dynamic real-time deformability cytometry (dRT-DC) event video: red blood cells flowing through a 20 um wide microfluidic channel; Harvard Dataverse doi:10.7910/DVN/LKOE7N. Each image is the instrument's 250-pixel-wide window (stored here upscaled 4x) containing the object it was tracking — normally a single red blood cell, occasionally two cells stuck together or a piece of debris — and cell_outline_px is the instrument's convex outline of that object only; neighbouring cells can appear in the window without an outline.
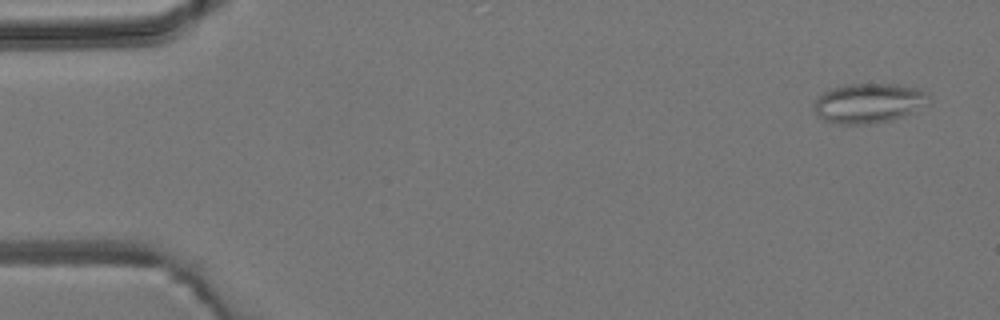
{"species": "common noctule bat (a hibernating species)", "species_latin": "Nyctalus noctula", "temperature_condition": "room temperature", "stored_images_in_passage": 4, "camera_frame_rate_fps": 3000, "um_per_image_px": 0.085, "animal": {"sex": "male", "body_mass_g": 19.2, "forearm_length_mm": 51.8}, "frame": {"image": 1, "passage_image": 1, "time_ms": 0.0, "image_size_px": [1000, 320], "cell_outline_px": [[928, 96], [912, 112], [904, 116], [892, 120], [872, 124], [840, 124], [824, 120], [816, 112], [812, 104], [828, 88], [848, 84], [896, 84], [920, 88], [928, 92]], "centroid_in_image_um": [73.78, 8.76], "position_along_channel_um": 11.2, "area_um2": 26.3}}